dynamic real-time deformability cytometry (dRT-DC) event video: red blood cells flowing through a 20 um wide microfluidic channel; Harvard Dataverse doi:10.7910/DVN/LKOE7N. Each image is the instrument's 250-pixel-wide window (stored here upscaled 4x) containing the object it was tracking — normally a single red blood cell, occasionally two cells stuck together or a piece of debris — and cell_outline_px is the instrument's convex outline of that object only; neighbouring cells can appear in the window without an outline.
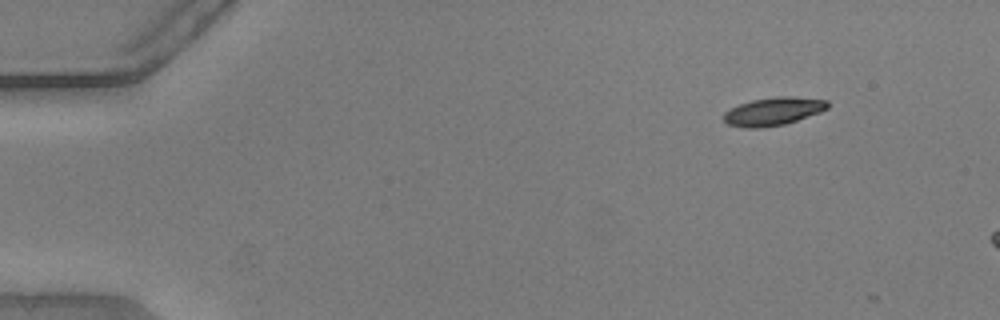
{"species": "common noctule bat (a hibernating species)", "species_latin": "Nyctalus noctula", "temperature_condition": "warm", "stored_images_in_passage": 6, "camera_frame_rate_fps": 3000, "um_per_image_px": 0.085, "animal": {"sex": "male", "body_mass_g": 20.5, "forearm_length_mm": 52.5}, "frame": {"image": 1, "passage_image": 1, "time_ms": 0.0, "image_size_px": [1000, 320], "cell_outline_px": [[828, 108], [820, 112], [784, 124], [760, 128], [744, 128], [728, 124], [724, 120], [724, 112], [740, 104], [752, 100], [776, 96], [792, 96], [828, 100]], "centroid_in_image_um": [65.73, 9.46], "position_along_channel_um": 19.3, "area_um2": 16.88}}